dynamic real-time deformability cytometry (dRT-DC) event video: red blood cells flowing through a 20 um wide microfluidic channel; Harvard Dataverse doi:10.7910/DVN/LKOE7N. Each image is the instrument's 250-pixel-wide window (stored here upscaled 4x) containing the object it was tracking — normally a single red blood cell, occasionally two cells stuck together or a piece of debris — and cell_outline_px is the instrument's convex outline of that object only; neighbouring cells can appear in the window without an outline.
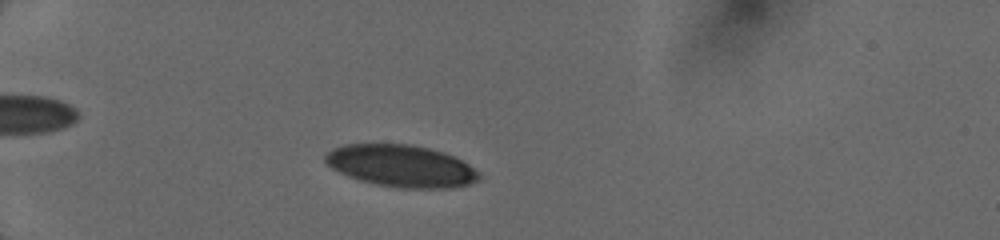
{"species": "human", "species_latin": "Homo sapiens", "temperature_condition": "cold", "stored_images_in_passage": 37, "camera_frame_rate_fps": 3000, "um_per_image_px": 0.085, "donor": {"sex": "female"}, "frame": {"image": 1, "passage_image": 6, "time_ms": 2.667, "image_size_px": [1000, 240], "cell_outline_px": [[480, 176], [476, 180], [468, 184], [452, 188], [400, 188], [376, 184], [360, 180], [348, 176], [332, 168], [324, 160], [324, 156], [332, 148], [344, 144], [412, 144], [444, 152], [468, 164], [480, 172]], "centroid_in_image_um": [34.08, 14.1], "position_along_channel_um": 50.9, "area_um2": 37.51}}
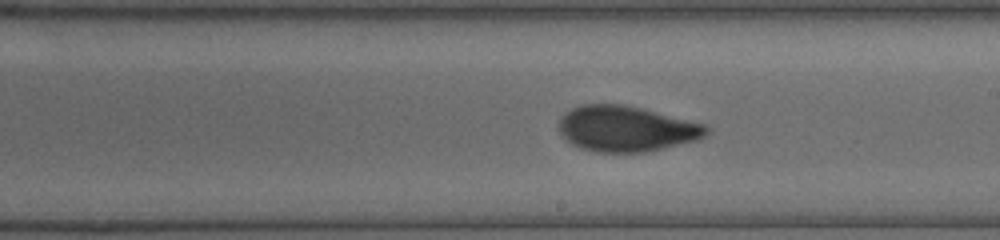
{"frame": {"image": 2, "passage_image": 20, "time_ms": 8.0, "image_size_px": [1000, 240], "cell_outline_px": [[708, 136], [700, 140], [648, 152], [596, 152], [580, 148], [564, 140], [560, 136], [556, 128], [556, 124], [560, 116], [564, 112], [572, 108], [584, 104], [624, 104], [708, 124]], "centroid_in_image_um": [53.22, 10.95], "position_along_channel_um": 235.8, "area_um2": 40.17}}
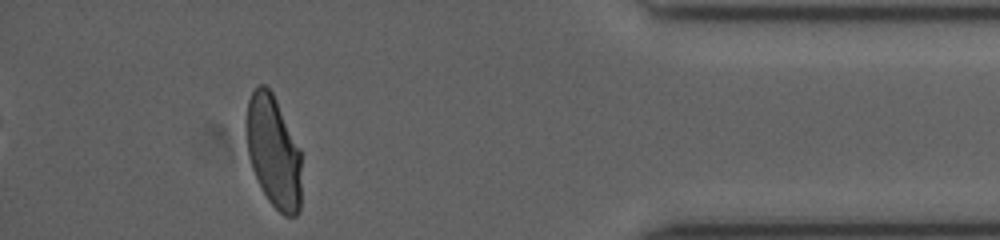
{"frame": {"image": 3, "passage_image": 33, "time_ms": 13.0, "image_size_px": [1000, 240], "cell_outline_px": [[300, 212], [296, 216], [284, 216], [268, 200], [252, 168], [248, 156], [244, 128], [244, 124], [248, 100], [256, 84], [264, 84], [272, 92], [300, 148]], "centroid_in_image_um": [23.21, 12.86], "position_along_channel_um": 412.0, "area_um2": 36.24}}